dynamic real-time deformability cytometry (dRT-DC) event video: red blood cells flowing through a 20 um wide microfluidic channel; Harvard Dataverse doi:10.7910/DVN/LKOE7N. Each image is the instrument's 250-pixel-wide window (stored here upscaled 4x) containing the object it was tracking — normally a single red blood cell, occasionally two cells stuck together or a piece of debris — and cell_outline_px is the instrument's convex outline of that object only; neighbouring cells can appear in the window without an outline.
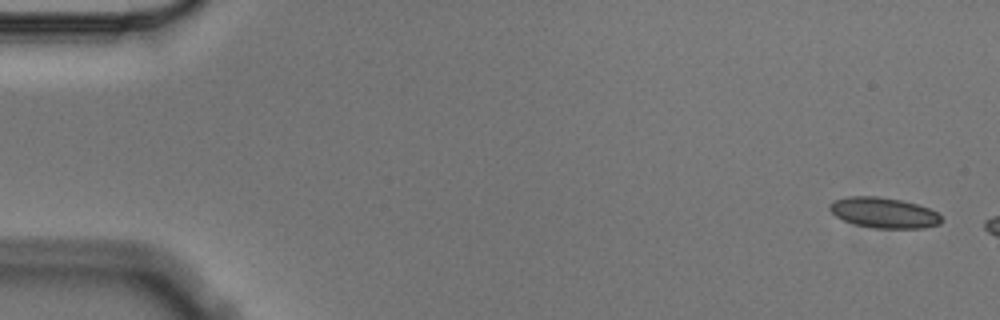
{"species": "Egyptian fruit bat (a non-hibernating species)", "species_latin": "Rousettus aegyptiacus", "temperature_condition": "cold", "stored_images_in_passage": 3, "camera_frame_rate_fps": 3000, "um_per_image_px": 0.085, "animal": {"sex": "male"}, "frame": {"image": 1, "passage_image": 1, "time_ms": 0.0, "image_size_px": [1000, 320], "cell_outline_px": [[944, 220], [940, 224], [924, 228], [872, 228], [856, 224], [844, 220], [836, 216], [828, 208], [828, 204], [836, 200], [848, 196], [880, 196], [900, 200], [916, 204], [928, 208], [936, 212]], "centroid_in_image_um": [75.13, 18.08], "position_along_channel_um": 9.9, "area_um2": 19.83}}